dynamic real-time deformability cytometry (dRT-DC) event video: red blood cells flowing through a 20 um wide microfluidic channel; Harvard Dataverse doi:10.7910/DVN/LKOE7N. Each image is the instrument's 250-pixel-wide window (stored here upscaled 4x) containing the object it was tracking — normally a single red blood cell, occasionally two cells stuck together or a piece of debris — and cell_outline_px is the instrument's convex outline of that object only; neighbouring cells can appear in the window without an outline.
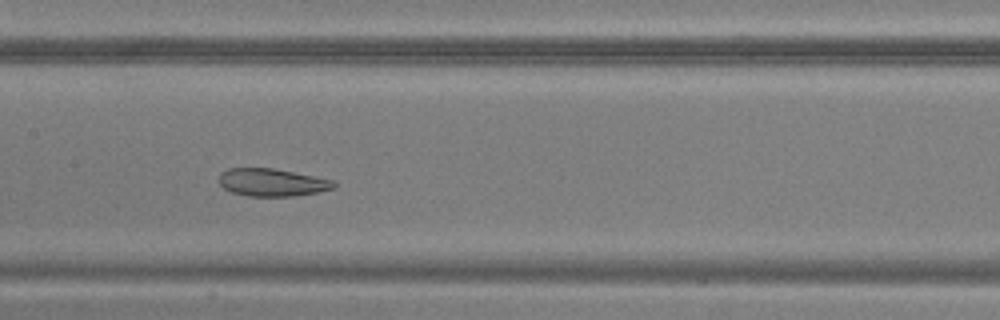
{"species": "common noctule bat (a hibernating species)", "species_latin": "Nyctalus noctula", "temperature_condition": "warm", "stored_images_in_passage": 18, "camera_frame_rate_fps": 3000, "um_per_image_px": 0.085, "animal": {"sex": "male", "body_mass_g": 20.5, "forearm_length_mm": 52.5}, "frame": {"image": 1, "passage_image": 15, "time_ms": 4.667, "image_size_px": [1000, 320], "cell_outline_px": [[336, 184], [332, 188], [316, 192], [296, 196], [248, 196], [232, 192], [224, 188], [220, 184], [220, 172], [228, 168], [272, 168], [316, 176], [336, 180]], "centroid_in_image_um": [23.13, 15.5], "position_along_channel_um": 184.3, "area_um2": 18.5}}
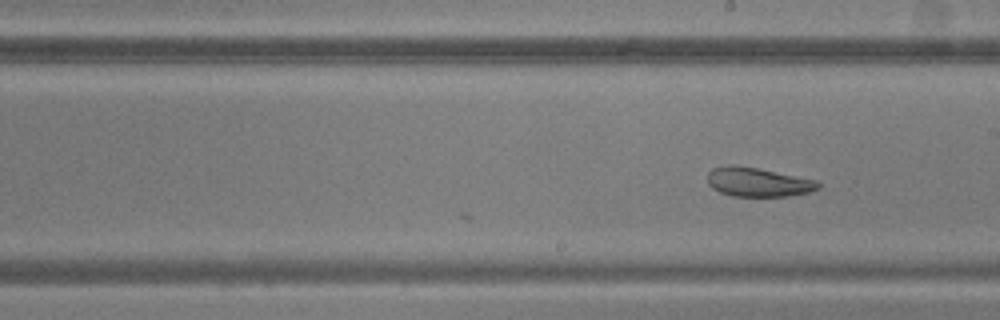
{"frame": {"image": 2, "passage_image": 18, "time_ms": 5.667, "image_size_px": [1000, 320], "cell_outline_px": [[820, 188], [808, 192], [788, 196], [732, 196], [720, 192], [712, 188], [708, 184], [708, 172], [712, 168], [728, 164], [736, 164], [816, 180], [820, 184]], "centroid_in_image_um": [64.38, 15.47], "position_along_channel_um": 224.6, "area_um2": 18.73}}